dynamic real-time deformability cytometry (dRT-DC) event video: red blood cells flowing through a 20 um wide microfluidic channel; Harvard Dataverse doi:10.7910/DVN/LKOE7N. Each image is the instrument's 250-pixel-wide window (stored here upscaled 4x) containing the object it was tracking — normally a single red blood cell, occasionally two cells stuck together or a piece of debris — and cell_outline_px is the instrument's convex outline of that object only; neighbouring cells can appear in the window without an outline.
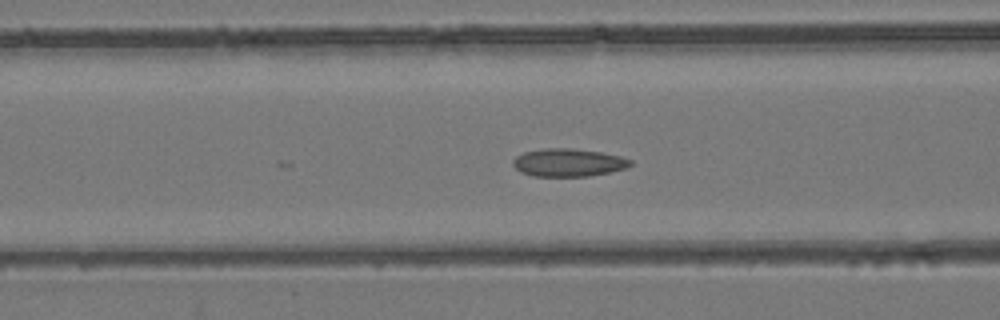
{"species": "common noctule bat (a hibernating species)", "species_latin": "Nyctalus noctula", "temperature_condition": "room temperature", "stored_images_in_passage": 9, "camera_frame_rate_fps": 3000, "um_per_image_px": 0.085, "animal": {"sex": "female", "body_mass_g": 24.6, "forearm_length_mm": 56.2}, "frame": {"image": 1, "passage_image": 4, "time_ms": 1.0, "image_size_px": [1000, 320], "cell_outline_px": [[632, 164], [628, 168], [588, 176], [532, 176], [520, 172], [512, 164], [512, 160], [516, 156], [524, 152], [544, 148], [572, 148], [600, 152], [620, 156], [632, 160]], "centroid_in_image_um": [48.29, 13.81], "position_along_channel_um": 118.3, "area_um2": 19.13}}
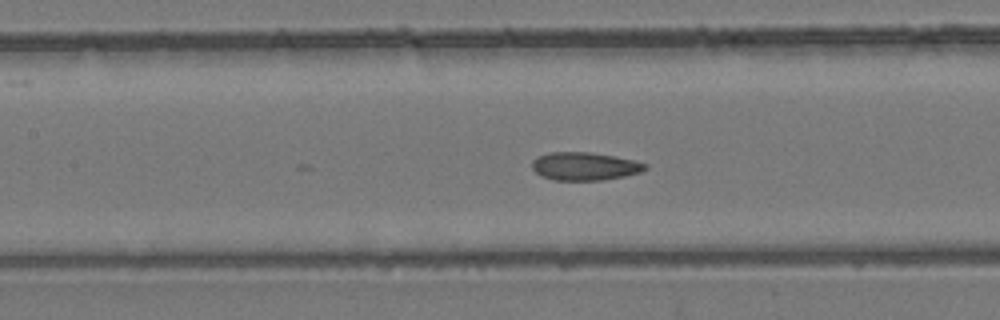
{"frame": {"image": 2, "passage_image": 7, "time_ms": 2.0, "image_size_px": [1000, 320], "cell_outline_px": [[648, 168], [640, 172], [624, 176], [604, 180], [552, 180], [540, 176], [532, 168], [532, 160], [536, 156], [548, 152], [588, 152], [616, 156], [648, 164]], "centroid_in_image_um": [49.66, 14.13], "position_along_channel_um": 157.7, "area_um2": 18.67}}